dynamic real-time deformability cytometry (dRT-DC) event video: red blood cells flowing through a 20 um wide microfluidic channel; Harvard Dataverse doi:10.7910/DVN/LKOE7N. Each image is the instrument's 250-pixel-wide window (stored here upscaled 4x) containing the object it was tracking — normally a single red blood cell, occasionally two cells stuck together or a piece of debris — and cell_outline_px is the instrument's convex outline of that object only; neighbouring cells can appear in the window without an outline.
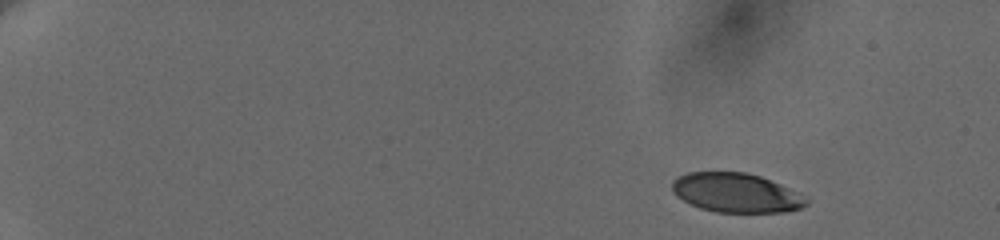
{"species": "human", "species_latin": "Homo sapiens", "temperature_condition": "cold", "stored_images_in_passage": 18, "camera_frame_rate_fps": 3000, "um_per_image_px": 0.085, "donor": {"sex": "female"}, "frame": {"image": 1, "passage_image": 4, "time_ms": 1.667, "image_size_px": [1000, 240], "cell_outline_px": [[808, 204], [800, 208], [784, 212], [716, 212], [700, 208], [676, 196], [672, 192], [672, 180], [688, 172], [744, 172], [760, 176], [780, 184], [808, 200]], "centroid_in_image_um": [62.52, 16.39], "position_along_channel_um": 22.5, "area_um2": 30.35}}
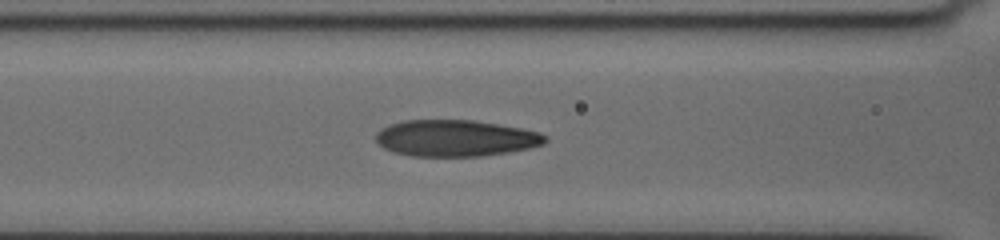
{"frame": {"image": 2, "passage_image": 16, "time_ms": 8.667, "image_size_px": [1000, 240], "cell_outline_px": [[548, 140], [544, 144], [528, 148], [508, 152], [484, 156], [412, 156], [392, 152], [384, 148], [376, 140], [376, 132], [380, 128], [388, 124], [404, 120], [472, 120], [520, 128], [540, 132]], "centroid_in_image_um": [38.69, 11.74], "position_along_channel_um": 127.9, "area_um2": 36.01}}
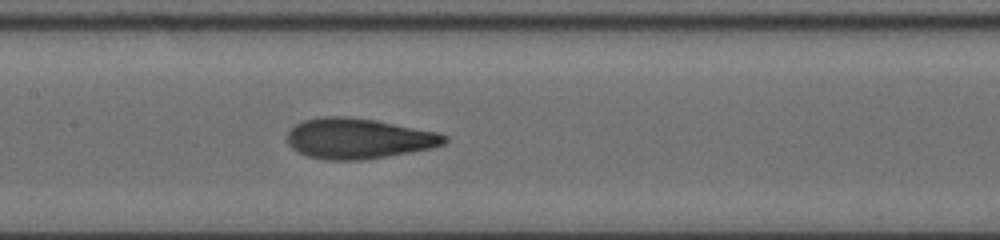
{"frame": {"image": 3, "passage_image": 18, "time_ms": 10.0, "image_size_px": [1000, 240], "cell_outline_px": [[448, 140], [444, 144], [432, 148], [360, 160], [328, 160], [308, 156], [292, 148], [288, 144], [288, 132], [296, 124], [304, 120], [320, 116], [344, 116], [376, 120], [436, 132], [448, 136]], "centroid_in_image_um": [30.46, 11.76], "position_along_channel_um": 176.9, "area_um2": 36.76}}